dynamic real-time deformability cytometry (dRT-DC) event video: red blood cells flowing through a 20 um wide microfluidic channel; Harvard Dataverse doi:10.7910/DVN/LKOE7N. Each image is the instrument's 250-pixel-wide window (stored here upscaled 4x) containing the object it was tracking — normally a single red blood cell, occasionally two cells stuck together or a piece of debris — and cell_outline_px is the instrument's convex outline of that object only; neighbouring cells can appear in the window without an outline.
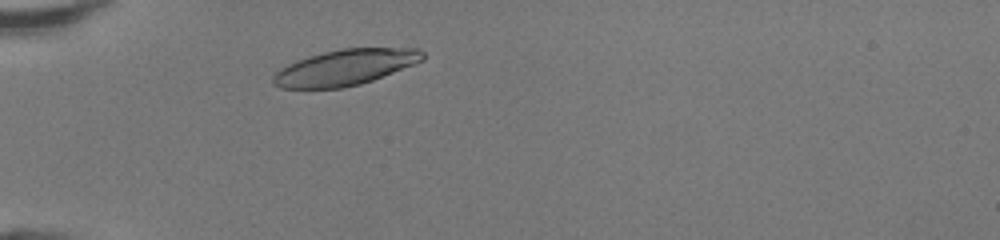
{"species": "human", "species_latin": "Homo sapiens", "temperature_condition": "room temperature", "stored_images_in_passage": 31, "camera_frame_rate_fps": 3000, "um_per_image_px": 0.085, "donor": {"sex": "female"}, "frame": {"image": 1, "passage_image": 4, "time_ms": 1.0, "image_size_px": [1000, 240], "cell_outline_px": [[424, 60], [372, 80], [360, 84], [340, 88], [280, 88], [272, 84], [272, 76], [280, 68], [288, 64], [308, 56], [340, 48], [420, 48], [424, 52]], "centroid_in_image_um": [29.32, 5.72], "position_along_channel_um": 55.7, "area_um2": 31.1}}
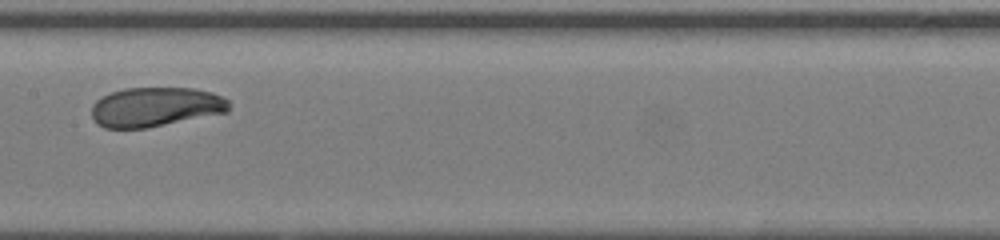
{"frame": {"image": 2, "passage_image": 15, "time_ms": 4.667, "image_size_px": [1000, 240], "cell_outline_px": [[228, 112], [148, 128], [104, 128], [96, 124], [92, 116], [92, 104], [96, 100], [112, 92], [124, 88], [196, 88], [212, 92], [228, 100]], "centroid_in_image_um": [13.2, 9.09], "position_along_channel_um": 194.2, "area_um2": 31.67}}
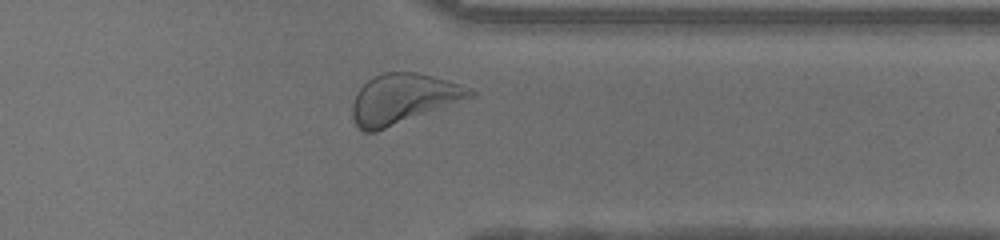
{"frame": {"image": 3, "passage_image": 28, "time_ms": 9.0, "image_size_px": [1000, 240], "cell_outline_px": [[476, 96], [376, 132], [364, 132], [356, 124], [352, 116], [352, 104], [356, 92], [368, 80], [384, 72], [416, 72], [460, 84], [472, 88], [476, 92]], "centroid_in_image_um": [34.28, 8.4], "position_along_channel_um": 377.1, "area_um2": 34.1}, "authors_computed_cell_mechanics": {"area_um2": 31.9634, "velocity_mm_per_s": 4.2371, "shape_relaxation_time_tau1_ms": 1.7838, "shape_relaxation_time_tau2_ms": 10.2087, "deformation_change_tau1": 0.1143, "deformation_change_tau2": 0.2258}}